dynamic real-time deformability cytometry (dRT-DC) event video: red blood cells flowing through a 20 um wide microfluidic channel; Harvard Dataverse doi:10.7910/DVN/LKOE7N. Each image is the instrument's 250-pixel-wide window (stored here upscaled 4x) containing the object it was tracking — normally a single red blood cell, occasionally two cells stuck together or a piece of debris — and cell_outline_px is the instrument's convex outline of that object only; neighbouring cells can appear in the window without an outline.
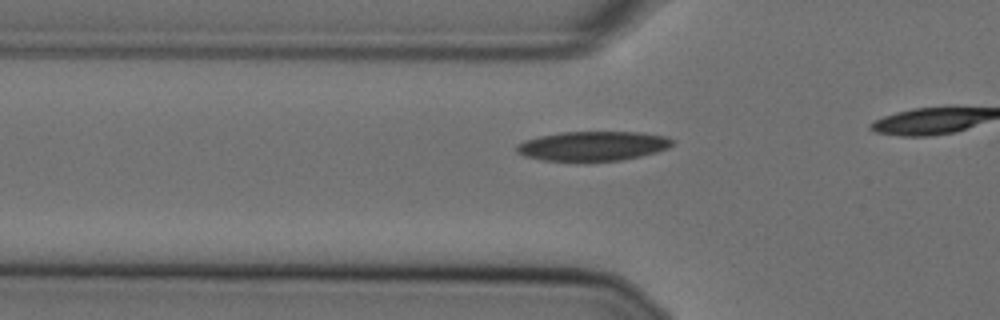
{"species": "Egyptian fruit bat (a non-hibernating species)", "species_latin": "Rousettus aegyptiacus", "temperature_condition": "cold", "stored_images_in_passage": 10, "camera_frame_rate_fps": 3000, "um_per_image_px": 0.085, "animal": {"sex": "female"}, "frame": {"image": 1, "passage_image": 4, "time_ms": 1.0, "image_size_px": [1000, 320], "cell_outline_px": [[672, 144], [668, 148], [656, 152], [640, 156], [620, 160], [584, 164], [540, 160], [524, 156], [516, 152], [516, 144], [524, 140], [540, 136], [560, 132], [636, 132], [668, 136], [672, 140]], "centroid_in_image_um": [50.32, 12.45], "position_along_channel_um": 75.5, "area_um2": 27.69}}
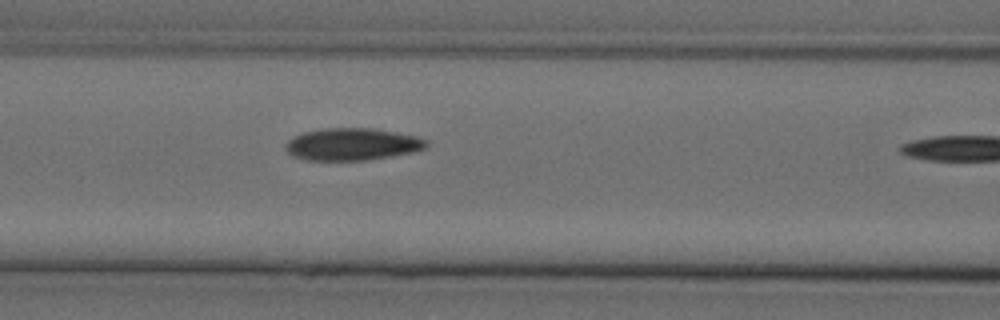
{"frame": {"image": 2, "passage_image": 9, "time_ms": 2.667, "image_size_px": [1000, 320], "cell_outline_px": [[428, 144], [424, 148], [412, 152], [368, 160], [308, 160], [292, 156], [284, 148], [288, 140], [304, 132], [324, 128], [372, 128], [416, 136], [428, 140]], "centroid_in_image_um": [29.93, 12.26], "position_along_channel_um": 136.7, "area_um2": 26.24}}